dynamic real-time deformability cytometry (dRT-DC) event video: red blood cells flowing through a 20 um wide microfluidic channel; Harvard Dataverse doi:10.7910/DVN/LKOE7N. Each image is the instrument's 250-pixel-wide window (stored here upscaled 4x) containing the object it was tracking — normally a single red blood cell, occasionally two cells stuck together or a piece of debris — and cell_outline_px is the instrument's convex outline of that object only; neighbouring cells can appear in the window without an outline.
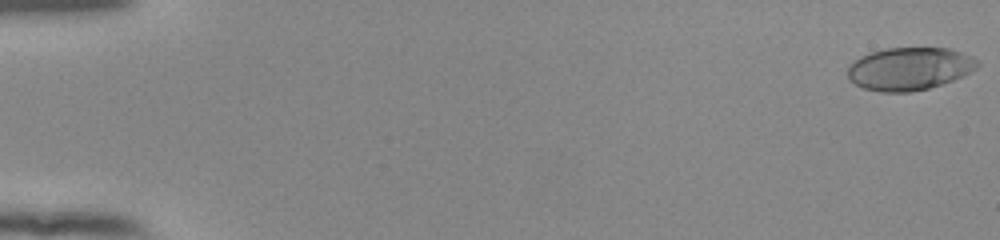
{"species": "human", "species_latin": "Homo sapiens", "temperature_condition": "room temperature", "stored_images_in_passage": 49, "camera_frame_rate_fps": 3000, "um_per_image_px": 0.085, "donor": {"sex": "female"}, "frame": {"image": 1, "passage_image": 1, "time_ms": 0.0, "image_size_px": [1000, 240], "cell_outline_px": [[980, 64], [976, 68], [964, 76], [928, 88], [908, 92], [880, 92], [864, 88], [848, 80], [848, 68], [856, 60], [872, 52], [888, 48], [948, 48], [972, 56]], "centroid_in_image_um": [77.32, 5.85], "position_along_channel_um": 7.7, "area_um2": 31.96}}
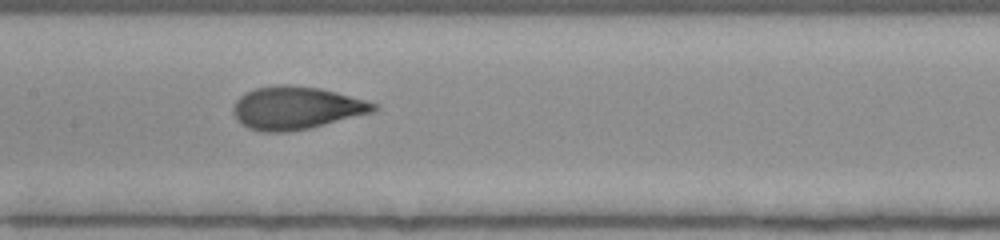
{"frame": {"image": 2, "passage_image": 28, "time_ms": 9.0, "image_size_px": [1000, 240], "cell_outline_px": [[380, 108], [376, 112], [308, 128], [288, 132], [264, 132], [248, 128], [240, 124], [236, 120], [232, 112], [232, 108], [236, 100], [240, 96], [256, 88], [276, 84], [288, 84], [320, 88], [336, 92], [380, 104]], "centroid_in_image_um": [25.19, 9.17], "position_along_channel_um": 182.2, "area_um2": 35.37}}
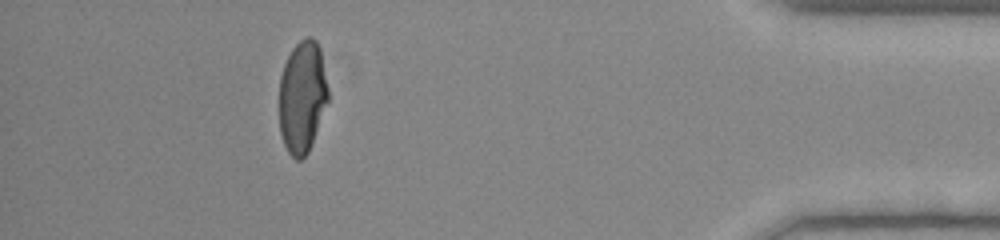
{"frame": {"image": 3, "passage_image": 49, "time_ms": 16.0, "image_size_px": [1000, 240], "cell_outline_px": [[328, 100], [312, 144], [308, 152], [300, 160], [296, 160], [288, 152], [284, 144], [280, 132], [280, 76], [284, 64], [292, 48], [300, 40], [308, 36], [312, 36], [316, 40], [320, 48], [328, 88]], "centroid_in_image_um": [25.7, 8.22], "position_along_channel_um": 409.5, "area_um2": 31.96}, "authors_computed_cell_mechanics": {"area_um2": 33.6974, "velocity_mm_per_s": 3.9295, "shape_relaxation_time_tau1_ms": 6.9081, "shape_relaxation_time_tau2_ms": 0.6752, "deformation_change_tau1": 0.242, "deformation_change_tau2": 0.0703}}